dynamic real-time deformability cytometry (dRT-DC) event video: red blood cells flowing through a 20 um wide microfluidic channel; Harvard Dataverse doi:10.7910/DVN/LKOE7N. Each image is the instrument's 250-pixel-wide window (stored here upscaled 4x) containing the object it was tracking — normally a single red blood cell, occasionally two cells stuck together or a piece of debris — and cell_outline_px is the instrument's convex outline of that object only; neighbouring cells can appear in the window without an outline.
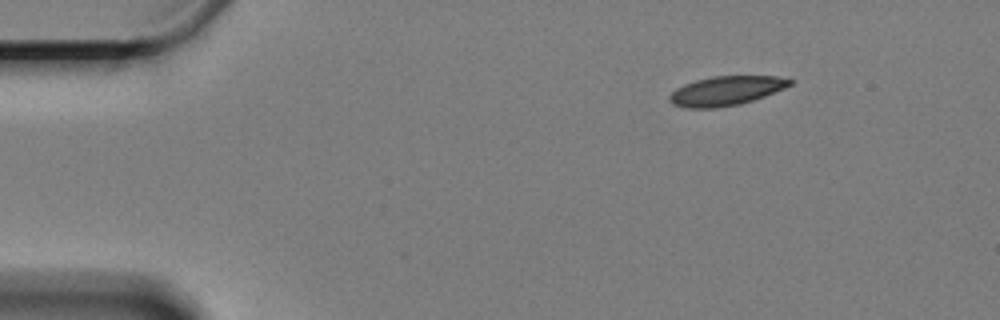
{"species": "Egyptian fruit bat (a non-hibernating species)", "species_latin": "Rousettus aegyptiacus", "temperature_condition": "cold", "stored_images_in_passage": 53, "camera_frame_rate_fps": 3000, "um_per_image_px": 0.085, "animal": {"sex": "female"}, "frame": {"image": 1, "passage_image": 1, "time_ms": 0.0, "image_size_px": [1000, 320], "cell_outline_px": [[792, 84], [784, 88], [764, 96], [740, 104], [716, 108], [684, 108], [672, 104], [668, 100], [668, 96], [676, 88], [684, 84], [696, 80], [712, 76], [776, 76], [792, 80]], "centroid_in_image_um": [61.66, 7.72], "position_along_channel_um": 23.3, "area_um2": 20.52}}
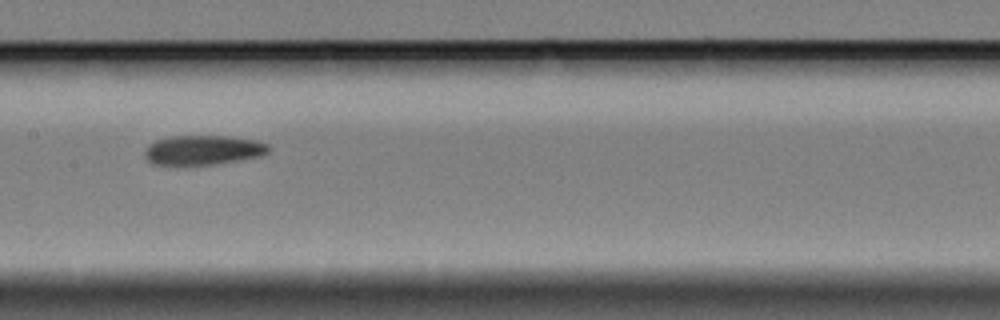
{"frame": {"image": 2, "passage_image": 23, "time_ms": 7.333, "image_size_px": [1000, 320], "cell_outline_px": [[268, 152], [260, 156], [216, 164], [176, 168], [152, 164], [144, 156], [144, 152], [148, 144], [156, 140], [168, 136], [228, 136], [256, 140], [268, 144]], "centroid_in_image_um": [17.16, 12.79], "position_along_channel_um": 190.2, "area_um2": 22.14}}
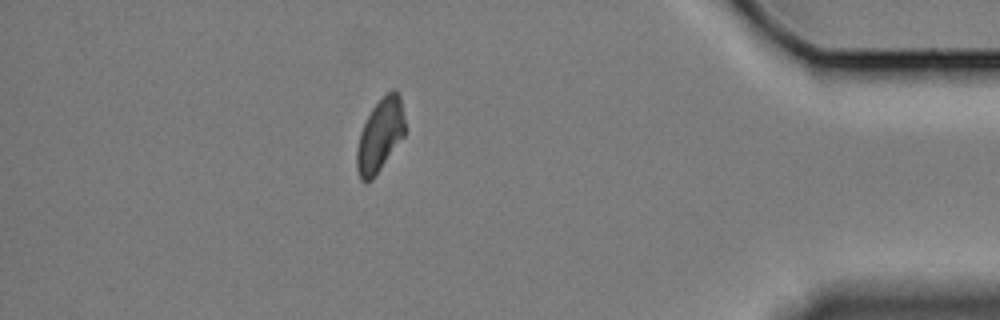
{"frame": {"image": 3, "passage_image": 46, "time_ms": 15.0, "image_size_px": [1000, 320], "cell_outline_px": [[404, 136], [372, 180], [360, 180], [356, 168], [356, 148], [360, 132], [372, 108], [392, 88], [396, 88], [400, 92], [404, 116]], "centroid_in_image_um": [32.3, 11.48], "position_along_channel_um": 402.9, "area_um2": 20.4}, "authors_computed_cell_mechanics": {"area_um2": 21.5594, "velocity_mm_per_s": 3.2907, "shape_relaxation_time_tau1_ms": 8.3921, "shape_relaxation_time_tau2_ms": 7.3627, "deformation_change_tau1": 0.127, "deformation_change_tau2": 0.094}}